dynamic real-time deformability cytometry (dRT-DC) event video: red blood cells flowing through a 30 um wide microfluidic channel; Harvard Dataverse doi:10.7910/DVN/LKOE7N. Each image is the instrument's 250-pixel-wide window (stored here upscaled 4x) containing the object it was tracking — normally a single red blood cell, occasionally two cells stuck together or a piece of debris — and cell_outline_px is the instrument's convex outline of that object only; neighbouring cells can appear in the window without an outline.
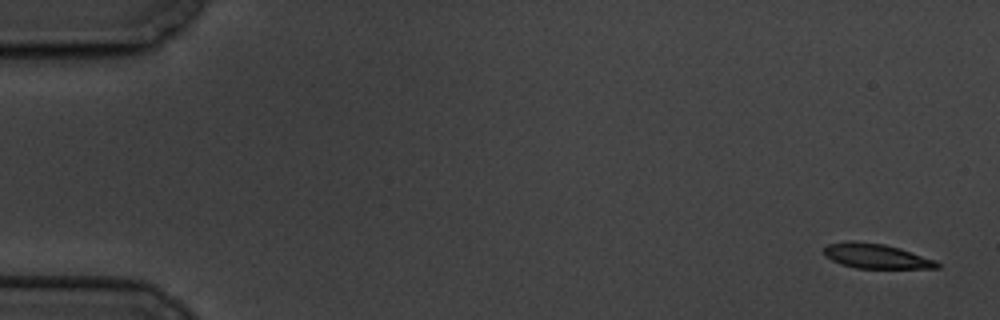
{"species": "common noctule bat (a hibernating species)", "species_latin": "Nyctalus noctula", "temperature_condition": "cold", "stored_images_in_passage": 5, "camera_frame_rate_fps": 3000, "um_per_image_px": 0.085, "animal": {"sex": "male", "body_mass_g": 19.5, "forearm_length_mm": 54.6}, "frame": {"image": 1, "passage_image": 1, "time_ms": 0.0, "image_size_px": [1000, 320], "cell_outline_px": [[940, 268], [856, 268], [840, 264], [824, 256], [824, 248], [828, 244], [848, 240], [852, 240], [884, 244], [900, 248], [936, 260], [940, 264]], "centroid_in_image_um": [74.45, 21.76], "position_along_channel_um": 10.5, "area_um2": 16.42}}
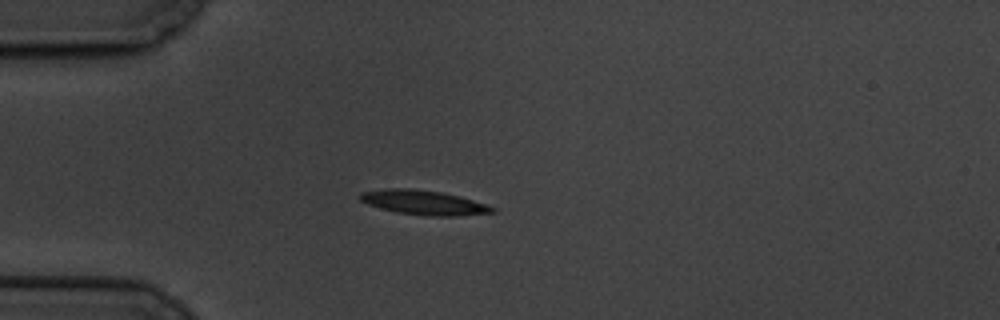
{"frame": {"image": 2, "passage_image": 5, "time_ms": 4.667, "image_size_px": [1000, 320], "cell_outline_px": [[496, 212], [460, 216], [424, 216], [396, 212], [380, 208], [368, 204], [360, 200], [360, 192], [384, 188], [408, 188], [444, 192], [460, 196], [488, 204], [496, 208]], "centroid_in_image_um": [36.06, 17.21], "position_along_channel_um": 48.9, "area_um2": 19.19}}